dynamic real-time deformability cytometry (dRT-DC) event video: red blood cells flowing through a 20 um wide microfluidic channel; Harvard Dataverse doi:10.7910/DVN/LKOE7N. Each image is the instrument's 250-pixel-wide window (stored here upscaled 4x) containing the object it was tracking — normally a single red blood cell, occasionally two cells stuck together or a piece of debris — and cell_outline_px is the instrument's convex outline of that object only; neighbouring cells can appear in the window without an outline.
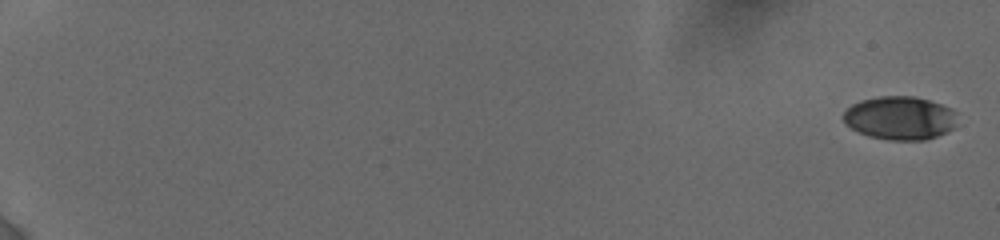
{"species": "human", "species_latin": "Homo sapiens", "temperature_condition": "cold", "stored_images_in_passage": 11, "camera_frame_rate_fps": 3000, "um_per_image_px": 0.085, "donor": {"sex": "female"}, "frame": {"image": 1, "passage_image": 1, "time_ms": 0.0, "image_size_px": [1000, 240], "cell_outline_px": [[956, 124], [948, 132], [924, 140], [888, 140], [868, 136], [852, 128], [844, 120], [844, 112], [852, 104], [860, 100], [880, 96], [912, 96], [928, 100], [952, 108], [956, 112]], "centroid_in_image_um": [76.52, 10.03], "position_along_channel_um": 8.5, "area_um2": 28.73}}
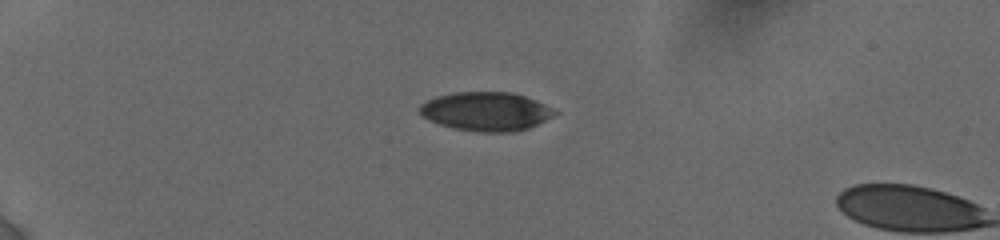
{"frame": {"image": 2, "passage_image": 9, "time_ms": 5.333, "image_size_px": [1000, 240], "cell_outline_px": [[560, 112], [528, 128], [512, 132], [476, 132], [452, 128], [428, 120], [420, 112], [420, 104], [436, 96], [452, 92], [512, 92], [536, 100]], "centroid_in_image_um": [41.3, 9.47], "position_along_channel_um": 43.7, "area_um2": 30.52}}